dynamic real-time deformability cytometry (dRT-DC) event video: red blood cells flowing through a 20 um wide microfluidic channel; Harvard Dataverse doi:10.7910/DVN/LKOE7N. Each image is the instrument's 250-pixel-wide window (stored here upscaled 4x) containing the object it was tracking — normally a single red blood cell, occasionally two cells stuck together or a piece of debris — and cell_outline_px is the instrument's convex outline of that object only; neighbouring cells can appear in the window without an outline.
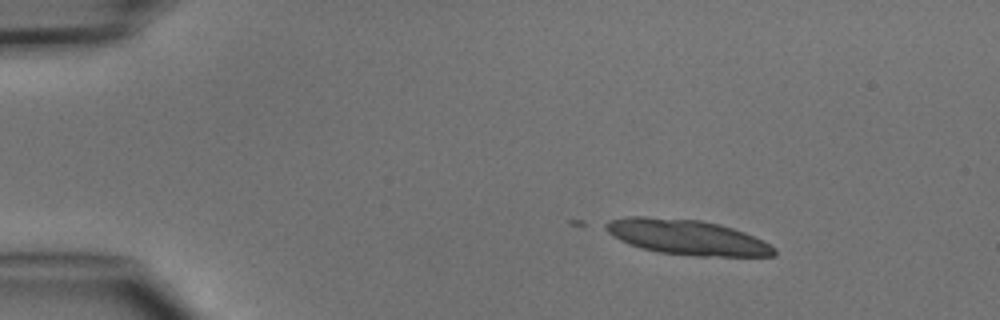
{"species": "common noctule bat (a hibernating species)", "species_latin": "Nyctalus noctula", "temperature_condition": "cold", "stored_images_in_passage": 4, "camera_frame_rate_fps": 3000, "um_per_image_px": 0.085, "animal": {"sex": "male", "body_mass_g": 15.6}, "frame": {"image": 1, "passage_image": 2, "time_ms": 1.0, "image_size_px": [1000, 320], "cell_outline_px": [[776, 256], [696, 256], [660, 252], [640, 248], [628, 244], [620, 240], [608, 232], [600, 224], [608, 220], [628, 216], [644, 216], [700, 220], [720, 224], [744, 232], [776, 248]], "centroid_in_image_um": [58.33, 20.15], "position_along_channel_um": 26.7, "area_um2": 34.51}}